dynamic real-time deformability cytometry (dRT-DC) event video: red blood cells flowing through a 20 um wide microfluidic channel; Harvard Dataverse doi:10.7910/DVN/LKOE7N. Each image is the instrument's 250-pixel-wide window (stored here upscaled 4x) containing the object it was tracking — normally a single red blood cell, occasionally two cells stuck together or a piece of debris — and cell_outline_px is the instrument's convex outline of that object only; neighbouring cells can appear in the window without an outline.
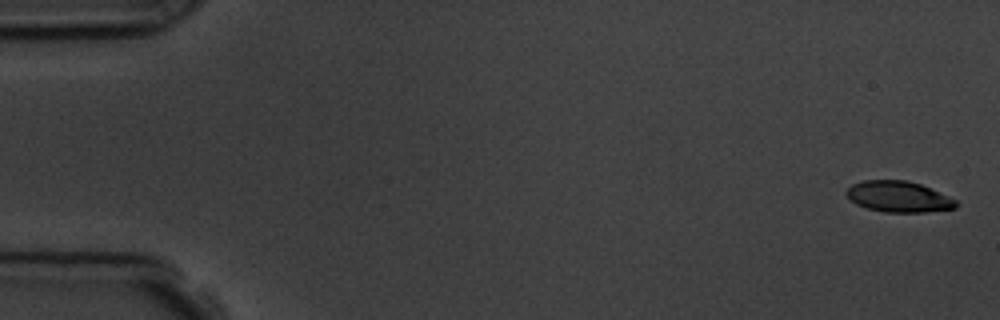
{"species": "common noctule bat (a hibernating species)", "species_latin": "Nyctalus noctula", "temperature_condition": "room temperature", "stored_images_in_passage": 6, "camera_frame_rate_fps": 3000, "um_per_image_px": 0.085, "animal": {"sex": "male", "body_mass_g": 19.5, "forearm_length_mm": 54.6}, "frame": {"image": 1, "passage_image": 1, "time_ms": 0.0, "image_size_px": [1000, 320], "cell_outline_px": [[960, 204], [956, 208], [924, 212], [884, 212], [868, 208], [856, 204], [844, 192], [852, 184], [864, 180], [908, 180], [920, 184], [948, 196], [956, 200]], "centroid_in_image_um": [76.39, 16.71], "position_along_channel_um": 8.6, "area_um2": 19.71}}
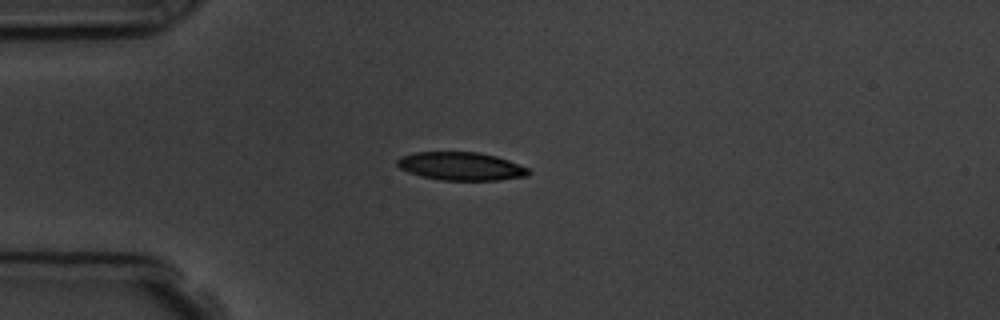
{"frame": {"image": 2, "passage_image": 5, "time_ms": 4.333, "image_size_px": [1000, 320], "cell_outline_px": [[532, 172], [528, 176], [500, 180], [440, 180], [420, 176], [408, 172], [400, 168], [396, 164], [396, 160], [400, 156], [416, 152], [476, 152], [496, 156], [508, 160], [528, 168]], "centroid_in_image_um": [39.18, 14.13], "position_along_channel_um": 45.8, "area_um2": 21.68}}
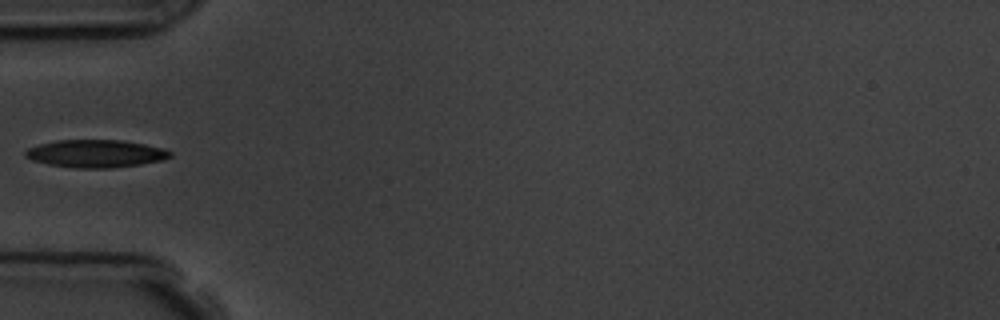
{"frame": {"image": 3, "passage_image": 6, "time_ms": 5.667, "image_size_px": [1000, 320], "cell_outline_px": [[172, 156], [164, 160], [140, 164], [112, 168], [76, 168], [48, 164], [32, 160], [24, 156], [24, 152], [28, 148], [40, 144], [56, 140], [124, 140], [164, 148], [172, 152]], "centroid_in_image_um": [8.15, 13.05], "position_along_channel_um": 76.8, "area_um2": 23.47}}